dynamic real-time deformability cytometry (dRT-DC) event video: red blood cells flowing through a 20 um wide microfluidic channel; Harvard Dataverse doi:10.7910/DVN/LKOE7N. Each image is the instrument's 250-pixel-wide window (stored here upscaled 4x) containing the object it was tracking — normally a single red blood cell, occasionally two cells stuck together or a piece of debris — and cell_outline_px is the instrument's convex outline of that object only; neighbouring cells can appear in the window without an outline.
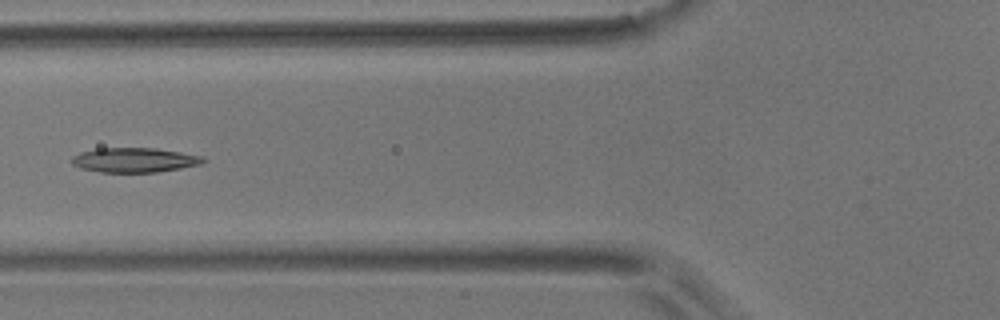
{"species": "common noctule bat (a hibernating species)", "species_latin": "Nyctalus noctula", "temperature_condition": "room temperature", "stored_images_in_passage": 7, "camera_frame_rate_fps": 3000, "um_per_image_px": 0.085, "animal": {"sex": "male", "body_mass_g": 17.9}, "frame": {"image": 1, "passage_image": 6, "time_ms": 6.333, "image_size_px": [1000, 320], "cell_outline_px": [[208, 160], [200, 164], [180, 168], [156, 172], [100, 172], [80, 168], [72, 164], [72, 156], [80, 152], [96, 148], [156, 148], [204, 156]], "centroid_in_image_um": [11.43, 13.6], "position_along_channel_um": 114.4, "area_um2": 18.9}}
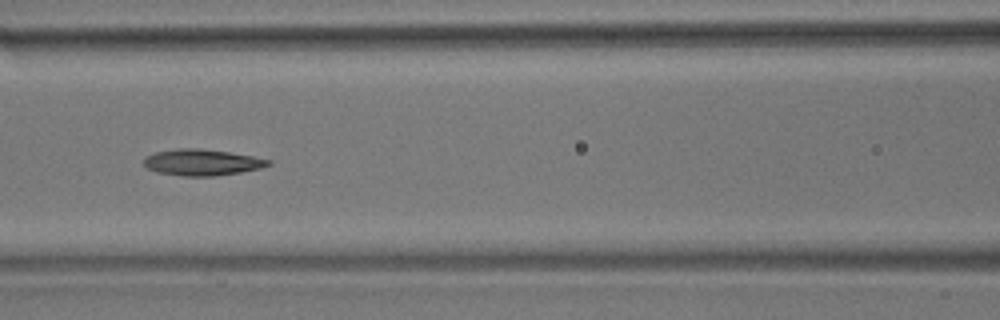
{"frame": {"image": 2, "passage_image": 7, "time_ms": 7.333, "image_size_px": [1000, 320], "cell_outline_px": [[272, 164], [260, 168], [240, 172], [216, 176], [180, 176], [156, 172], [148, 168], [144, 164], [144, 160], [148, 156], [156, 152], [176, 148], [200, 148], [228, 152], [252, 156], [272, 160]], "centroid_in_image_um": [17.18, 13.8], "position_along_channel_um": 149.4, "area_um2": 19.02}}